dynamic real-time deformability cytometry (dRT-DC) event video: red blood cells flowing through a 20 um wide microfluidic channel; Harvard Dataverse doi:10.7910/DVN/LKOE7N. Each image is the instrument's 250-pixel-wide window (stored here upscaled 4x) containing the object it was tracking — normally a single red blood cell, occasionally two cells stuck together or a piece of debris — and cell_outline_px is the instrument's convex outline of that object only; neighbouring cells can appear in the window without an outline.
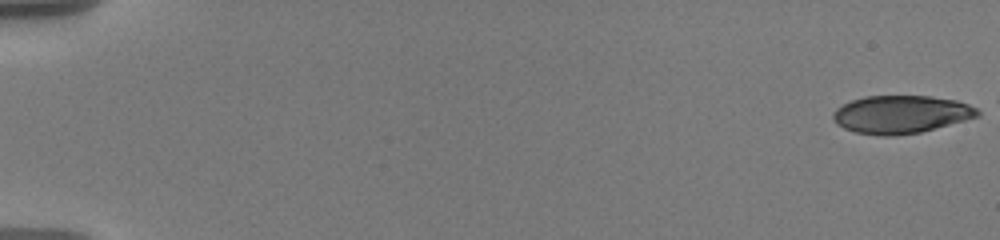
{"species": "human", "species_latin": "Homo sapiens", "temperature_condition": "warm", "stored_images_in_passage": 55, "camera_frame_rate_fps": 3000, "um_per_image_px": 0.085, "donor": {"sex": "male"}, "frame": {"image": 1, "passage_image": 1, "time_ms": 0.0, "image_size_px": [1000, 240], "cell_outline_px": [[980, 116], [920, 132], [892, 136], [880, 136], [856, 132], [844, 128], [836, 124], [832, 120], [832, 116], [836, 108], [852, 100], [864, 96], [932, 96], [956, 100], [968, 104], [976, 108], [980, 112]], "centroid_in_image_um": [76.57, 9.72], "position_along_channel_um": 8.4, "area_um2": 31.91}}
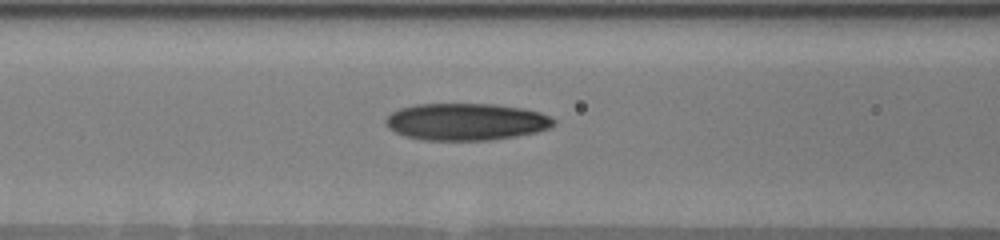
{"frame": {"image": 2, "passage_image": 26, "time_ms": 8.333, "image_size_px": [1000, 240], "cell_outline_px": [[556, 124], [552, 128], [536, 132], [516, 136], [492, 140], [424, 140], [404, 136], [388, 128], [384, 120], [392, 112], [400, 108], [416, 104], [492, 104], [524, 108], [540, 112], [552, 116], [556, 120]], "centroid_in_image_um": [39.66, 10.35], "position_along_channel_um": 126.9, "area_um2": 36.59}}
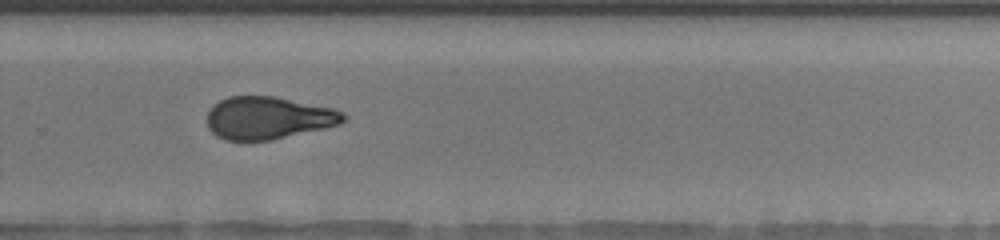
{"frame": {"image": 3, "passage_image": 41, "time_ms": 13.333, "image_size_px": [1000, 240], "cell_outline_px": [[348, 116], [340, 124], [324, 128], [272, 140], [224, 140], [216, 136], [208, 128], [208, 112], [212, 104], [228, 96], [272, 96], [332, 108], [344, 112]], "centroid_in_image_um": [22.78, 10.02], "position_along_channel_um": 307.0, "area_um2": 33.76}}